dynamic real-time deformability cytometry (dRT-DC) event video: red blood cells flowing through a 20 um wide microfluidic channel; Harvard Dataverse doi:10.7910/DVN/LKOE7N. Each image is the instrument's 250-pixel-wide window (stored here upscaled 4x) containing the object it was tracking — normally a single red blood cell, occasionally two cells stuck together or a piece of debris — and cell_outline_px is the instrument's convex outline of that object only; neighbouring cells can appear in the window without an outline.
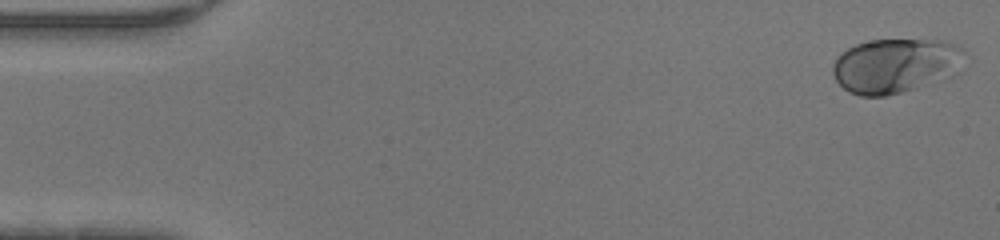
{"species": "human", "species_latin": "Homo sapiens", "temperature_condition": "warm", "stored_images_in_passage": 47, "camera_frame_rate_fps": 3000, "um_per_image_px": 0.085, "donor": {"sex": "male"}, "frame": {"image": 1, "passage_image": 1, "time_ms": 0.0, "image_size_px": [1000, 240], "cell_outline_px": [[964, 52], [944, 72], [916, 88], [884, 96], [860, 96], [848, 92], [836, 80], [832, 72], [832, 64], [840, 52], [856, 44], [872, 40], [944, 40], [956, 44], [964, 48]], "centroid_in_image_um": [75.88, 5.54], "position_along_channel_um": 9.1, "area_um2": 40.0}}
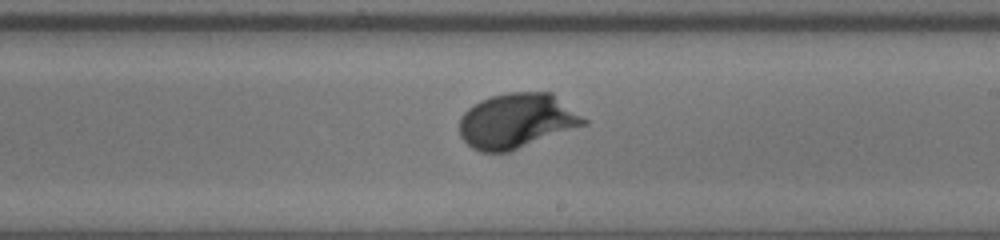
{"frame": {"image": 2, "passage_image": 27, "time_ms": 8.667, "image_size_px": [1000, 240], "cell_outline_px": [[588, 124], [508, 152], [480, 152], [472, 148], [460, 136], [460, 116], [472, 104], [480, 100], [492, 96], [508, 92], [552, 92], [588, 120]], "centroid_in_image_um": [43.92, 10.27], "position_along_channel_um": 245.1, "area_um2": 39.88}}
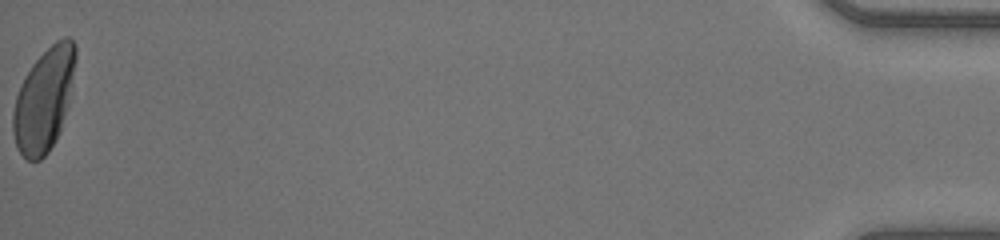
{"frame": {"image": 3, "passage_image": 47, "time_ms": 15.333, "image_size_px": [1000, 240], "cell_outline_px": [[76, 60], [60, 132], [56, 140], [48, 152], [40, 160], [28, 160], [16, 148], [12, 132], [12, 112], [16, 96], [24, 76], [32, 64], [56, 40], [64, 36], [68, 36], [76, 44]], "centroid_in_image_um": [3.71, 8.48], "position_along_channel_um": 431.5, "area_um2": 37.17}}